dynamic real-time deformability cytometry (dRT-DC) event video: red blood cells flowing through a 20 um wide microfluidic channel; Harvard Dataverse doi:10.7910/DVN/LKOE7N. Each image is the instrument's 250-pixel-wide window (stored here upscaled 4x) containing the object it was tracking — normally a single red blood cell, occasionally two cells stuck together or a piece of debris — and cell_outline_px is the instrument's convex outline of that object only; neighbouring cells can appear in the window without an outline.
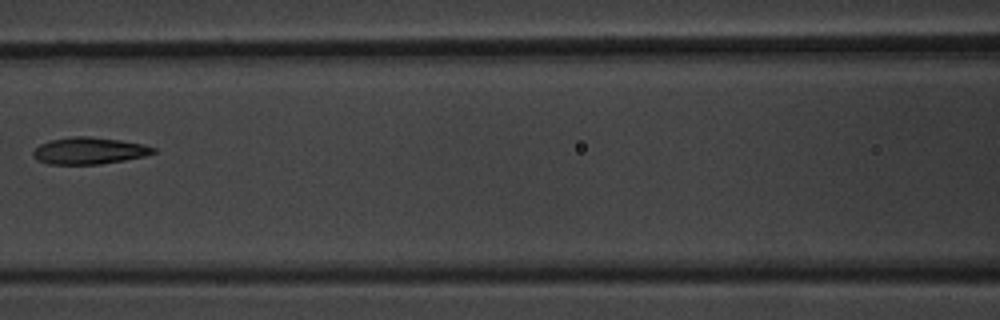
{"species": "common noctule bat (a hibernating species)", "species_latin": "Nyctalus noctula", "temperature_condition": "warm", "stored_images_in_passage": 8, "camera_frame_rate_fps": 3000, "um_per_image_px": 0.085, "animal": {"sex": "male", "body_mass_g": 20.1, "forearm_length_mm": 53.5}, "frame": {"image": 1, "passage_image": 7, "time_ms": 7.0, "image_size_px": [1000, 320], "cell_outline_px": [[156, 152], [144, 156], [124, 160], [100, 164], [48, 164], [36, 160], [32, 156], [32, 152], [40, 144], [48, 140], [72, 136], [88, 136], [120, 140], [144, 144], [156, 148]], "centroid_in_image_um": [7.55, 12.81], "position_along_channel_um": 159.1, "area_um2": 18.9}}
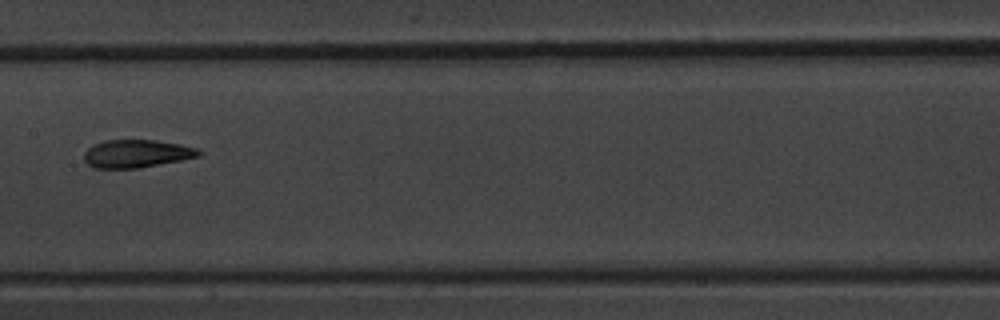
{"frame": {"image": 2, "passage_image": 8, "time_ms": 8.0, "image_size_px": [1000, 320], "cell_outline_px": [[200, 156], [140, 168], [92, 168], [84, 160], [84, 152], [92, 144], [104, 140], [156, 140], [180, 144], [196, 148], [200, 152]], "centroid_in_image_um": [11.56, 13.06], "position_along_channel_um": 195.8, "area_um2": 18.67}}